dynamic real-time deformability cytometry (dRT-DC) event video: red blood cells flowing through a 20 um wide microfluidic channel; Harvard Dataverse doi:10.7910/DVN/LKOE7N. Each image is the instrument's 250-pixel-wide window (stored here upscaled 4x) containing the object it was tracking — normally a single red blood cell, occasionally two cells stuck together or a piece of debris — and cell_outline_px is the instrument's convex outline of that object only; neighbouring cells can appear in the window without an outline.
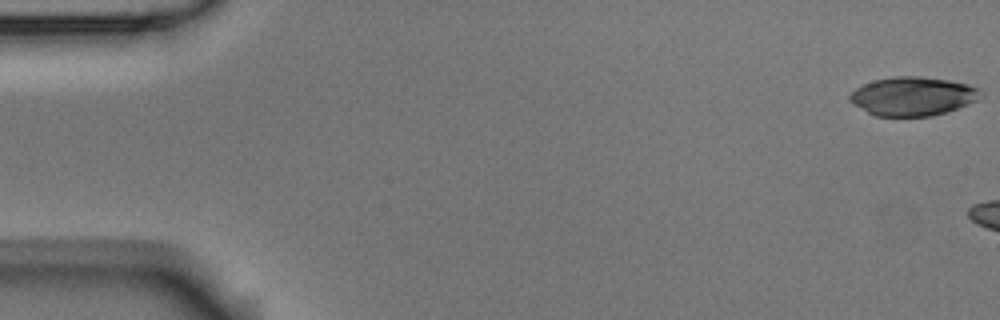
{"species": "Egyptian fruit bat (a non-hibernating species)", "species_latin": "Rousettus aegyptiacus", "temperature_condition": "room temperature", "stored_images_in_passage": 3, "camera_frame_rate_fps": 3000, "um_per_image_px": 0.085, "animal": {"sex": "male"}, "frame": {"image": 1, "passage_image": 1, "time_ms": 0.0, "image_size_px": [1000, 320], "cell_outline_px": [[984, 96], [976, 100], [956, 108], [932, 116], [876, 116], [868, 112], [848, 100], [848, 96], [856, 88], [872, 80], [892, 76], [920, 76], [948, 80], [968, 84], [980, 88], [984, 92]], "centroid_in_image_um": [77.6, 8.16], "position_along_channel_um": 7.4, "area_um2": 29.59}}